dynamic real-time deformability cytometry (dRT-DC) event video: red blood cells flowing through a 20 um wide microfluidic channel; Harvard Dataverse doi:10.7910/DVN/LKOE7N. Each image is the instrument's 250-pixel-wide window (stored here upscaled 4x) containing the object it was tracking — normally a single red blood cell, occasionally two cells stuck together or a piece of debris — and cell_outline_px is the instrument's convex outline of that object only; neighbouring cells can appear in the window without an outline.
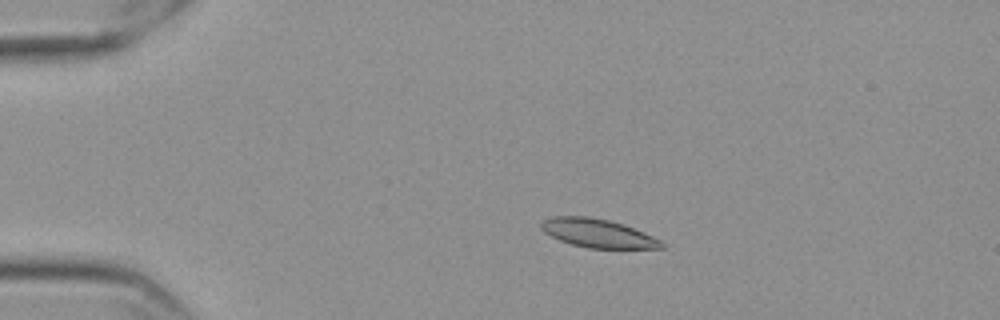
{"species": "Egyptian fruit bat (a non-hibernating species)", "species_latin": "Rousettus aegyptiacus", "temperature_condition": "cold", "stored_images_in_passage": 57, "camera_frame_rate_fps": 3000, "um_per_image_px": 0.085, "frame": {"image": 1, "passage_image": 12, "time_ms": 3.667, "image_size_px": [1000, 320], "cell_outline_px": [[664, 248], [588, 248], [572, 244], [560, 240], [544, 232], [540, 228], [540, 224], [544, 220], [552, 216], [588, 216], [608, 220], [632, 228], [652, 236], [660, 240], [664, 244]], "centroid_in_image_um": [50.77, 19.82], "position_along_channel_um": 34.2, "area_um2": 19.71}}
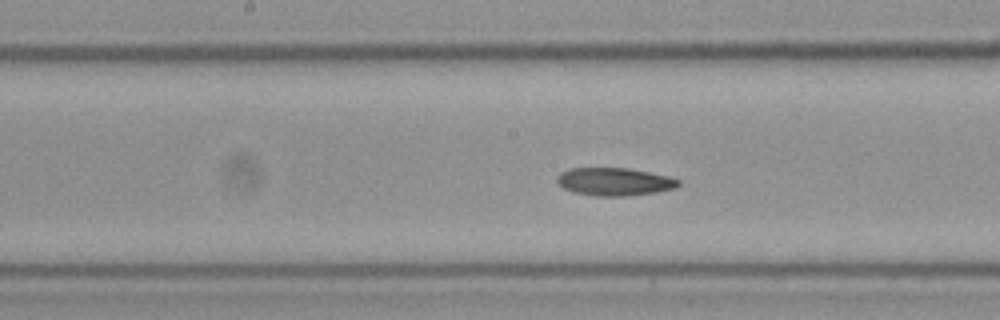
{"frame": {"image": 2, "passage_image": 30, "time_ms": 9.667, "image_size_px": [1000, 320], "cell_outline_px": [[680, 184], [676, 188], [656, 192], [624, 196], [596, 196], [572, 192], [564, 188], [556, 180], [556, 176], [560, 172], [568, 168], [628, 168], [668, 176], [680, 180]], "centroid_in_image_um": [52.2, 15.44], "position_along_channel_um": 196.0, "area_um2": 19.77}}
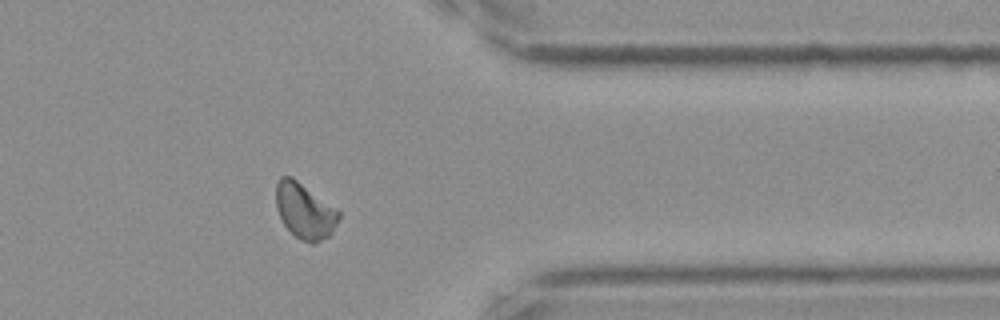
{"frame": {"image": 3, "passage_image": 47, "time_ms": 15.333, "image_size_px": [1000, 320], "cell_outline_px": [[340, 216], [332, 232], [328, 236], [312, 244], [300, 240], [284, 224], [276, 208], [276, 184], [280, 176], [292, 176], [340, 212]], "centroid_in_image_um": [25.88, 17.92], "position_along_channel_um": 385.5, "area_um2": 20.0}, "authors_computed_cell_mechanics": {"area_um2": 19.8254, "velocity_mm_per_s": 3.542, "shape_relaxation_time_tau1_ms": null, "shape_relaxation_time_tau2_ms": 8.8641, "deformation_change_tau1": null, "deformation_change_tau2": 0.1431}}